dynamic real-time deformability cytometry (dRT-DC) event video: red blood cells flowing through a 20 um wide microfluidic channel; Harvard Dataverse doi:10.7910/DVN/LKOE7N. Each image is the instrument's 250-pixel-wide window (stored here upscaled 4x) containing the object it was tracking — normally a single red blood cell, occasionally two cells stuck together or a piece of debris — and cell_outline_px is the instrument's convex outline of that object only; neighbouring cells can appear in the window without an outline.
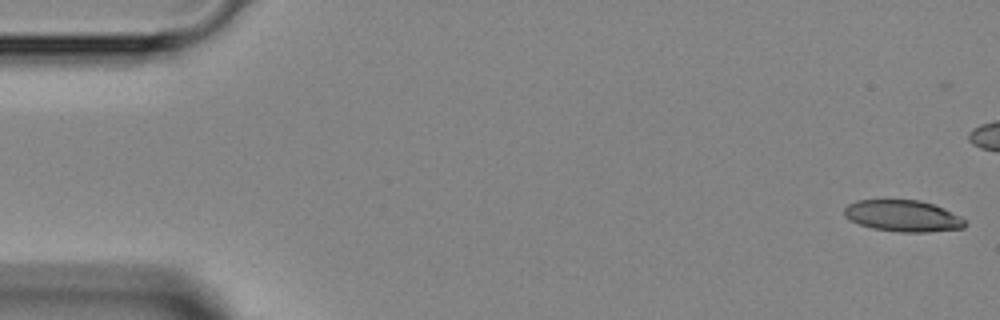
{"species": "Egyptian fruit bat (a non-hibernating species)", "species_latin": "Rousettus aegyptiacus", "temperature_condition": "room temperature", "stored_images_in_passage": 38, "camera_frame_rate_fps": 3000, "um_per_image_px": 0.085, "animal": {"sex": "female"}, "frame": {"image": 1, "passage_image": 1, "time_ms": 0.0, "image_size_px": [1000, 320], "cell_outline_px": [[968, 224], [964, 228], [928, 232], [900, 232], [872, 228], [860, 224], [844, 216], [844, 208], [848, 204], [856, 200], [920, 200], [944, 208], [968, 220]], "centroid_in_image_um": [76.79, 18.35], "position_along_channel_um": 8.2, "area_um2": 22.25}}
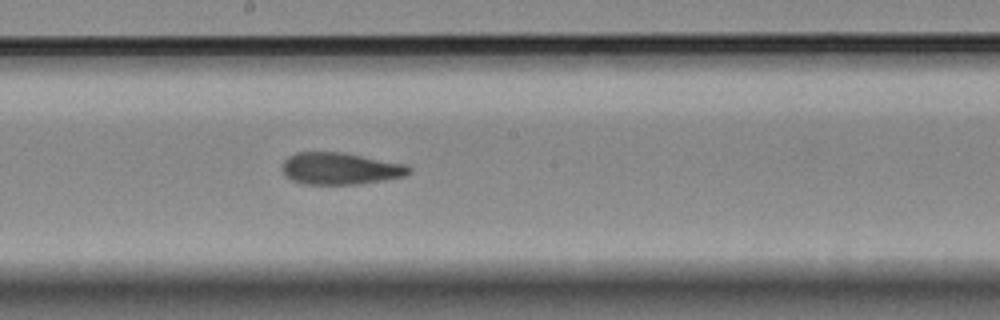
{"frame": {"image": 2, "passage_image": 25, "time_ms": 8.0, "image_size_px": [1000, 320], "cell_outline_px": [[412, 168], [404, 176], [384, 180], [356, 184], [304, 184], [292, 180], [284, 176], [280, 168], [284, 160], [288, 156], [296, 152], [344, 152], [408, 164]], "centroid_in_image_um": [28.89, 14.32], "position_along_channel_um": 219.3, "area_um2": 23.87}}
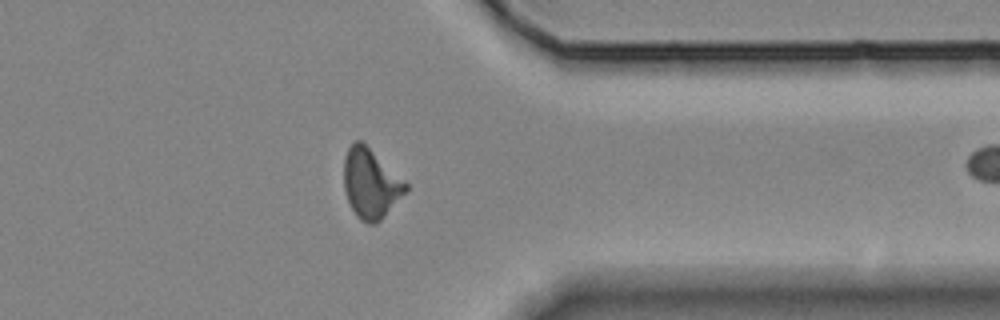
{"frame": {"image": 3, "passage_image": 37, "time_ms": 12.0, "image_size_px": [1000, 320], "cell_outline_px": [[408, 188], [380, 220], [376, 224], [368, 224], [360, 220], [356, 216], [348, 200], [344, 188], [344, 156], [348, 148], [356, 140], [360, 140], [404, 180], [408, 184]], "centroid_in_image_um": [31.48, 15.61], "position_along_channel_um": 379.9, "area_um2": 24.51}}